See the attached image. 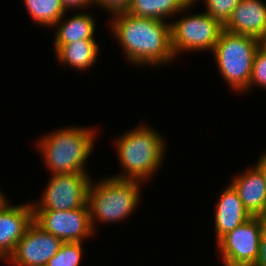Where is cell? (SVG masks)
I'll use <instances>...</instances> for the list:
<instances>
[{"instance_id": "obj_18", "label": "cell", "mask_w": 266, "mask_h": 266, "mask_svg": "<svg viewBox=\"0 0 266 266\" xmlns=\"http://www.w3.org/2000/svg\"><path fill=\"white\" fill-rule=\"evenodd\" d=\"M33 21L52 28L66 14L60 0H24Z\"/></svg>"}, {"instance_id": "obj_12", "label": "cell", "mask_w": 266, "mask_h": 266, "mask_svg": "<svg viewBox=\"0 0 266 266\" xmlns=\"http://www.w3.org/2000/svg\"><path fill=\"white\" fill-rule=\"evenodd\" d=\"M231 185L251 216L266 218V179L257 164L235 176Z\"/></svg>"}, {"instance_id": "obj_24", "label": "cell", "mask_w": 266, "mask_h": 266, "mask_svg": "<svg viewBox=\"0 0 266 266\" xmlns=\"http://www.w3.org/2000/svg\"><path fill=\"white\" fill-rule=\"evenodd\" d=\"M64 9L67 11L70 8H81L83 9L84 7H88L91 4L93 5V0H60Z\"/></svg>"}, {"instance_id": "obj_11", "label": "cell", "mask_w": 266, "mask_h": 266, "mask_svg": "<svg viewBox=\"0 0 266 266\" xmlns=\"http://www.w3.org/2000/svg\"><path fill=\"white\" fill-rule=\"evenodd\" d=\"M33 222L31 203L5 207L0 212V258L6 260Z\"/></svg>"}, {"instance_id": "obj_21", "label": "cell", "mask_w": 266, "mask_h": 266, "mask_svg": "<svg viewBox=\"0 0 266 266\" xmlns=\"http://www.w3.org/2000/svg\"><path fill=\"white\" fill-rule=\"evenodd\" d=\"M255 84L266 88V52L261 47L258 48L254 56L251 77L247 90L252 88L251 85L254 86Z\"/></svg>"}, {"instance_id": "obj_1", "label": "cell", "mask_w": 266, "mask_h": 266, "mask_svg": "<svg viewBox=\"0 0 266 266\" xmlns=\"http://www.w3.org/2000/svg\"><path fill=\"white\" fill-rule=\"evenodd\" d=\"M112 15V33L128 61L151 67L176 59L171 48L170 23L127 12Z\"/></svg>"}, {"instance_id": "obj_6", "label": "cell", "mask_w": 266, "mask_h": 266, "mask_svg": "<svg viewBox=\"0 0 266 266\" xmlns=\"http://www.w3.org/2000/svg\"><path fill=\"white\" fill-rule=\"evenodd\" d=\"M223 25L207 13L191 14L170 22L171 48L175 57L181 51H213Z\"/></svg>"}, {"instance_id": "obj_26", "label": "cell", "mask_w": 266, "mask_h": 266, "mask_svg": "<svg viewBox=\"0 0 266 266\" xmlns=\"http://www.w3.org/2000/svg\"><path fill=\"white\" fill-rule=\"evenodd\" d=\"M8 200L5 195H3V191L0 190V212L8 206Z\"/></svg>"}, {"instance_id": "obj_13", "label": "cell", "mask_w": 266, "mask_h": 266, "mask_svg": "<svg viewBox=\"0 0 266 266\" xmlns=\"http://www.w3.org/2000/svg\"><path fill=\"white\" fill-rule=\"evenodd\" d=\"M223 29L261 39L266 36V4L261 0H241Z\"/></svg>"}, {"instance_id": "obj_23", "label": "cell", "mask_w": 266, "mask_h": 266, "mask_svg": "<svg viewBox=\"0 0 266 266\" xmlns=\"http://www.w3.org/2000/svg\"><path fill=\"white\" fill-rule=\"evenodd\" d=\"M254 266H266V226L260 236L259 255Z\"/></svg>"}, {"instance_id": "obj_7", "label": "cell", "mask_w": 266, "mask_h": 266, "mask_svg": "<svg viewBox=\"0 0 266 266\" xmlns=\"http://www.w3.org/2000/svg\"><path fill=\"white\" fill-rule=\"evenodd\" d=\"M266 218L252 216L224 235L217 248L224 266H254L259 255V241Z\"/></svg>"}, {"instance_id": "obj_17", "label": "cell", "mask_w": 266, "mask_h": 266, "mask_svg": "<svg viewBox=\"0 0 266 266\" xmlns=\"http://www.w3.org/2000/svg\"><path fill=\"white\" fill-rule=\"evenodd\" d=\"M193 4V0H131L126 12L138 17L165 21L173 14L186 11Z\"/></svg>"}, {"instance_id": "obj_20", "label": "cell", "mask_w": 266, "mask_h": 266, "mask_svg": "<svg viewBox=\"0 0 266 266\" xmlns=\"http://www.w3.org/2000/svg\"><path fill=\"white\" fill-rule=\"evenodd\" d=\"M196 2V0H193ZM241 0H204L205 13L224 25Z\"/></svg>"}, {"instance_id": "obj_5", "label": "cell", "mask_w": 266, "mask_h": 266, "mask_svg": "<svg viewBox=\"0 0 266 266\" xmlns=\"http://www.w3.org/2000/svg\"><path fill=\"white\" fill-rule=\"evenodd\" d=\"M260 39L223 30L213 48L218 70L226 83L240 93L247 90Z\"/></svg>"}, {"instance_id": "obj_14", "label": "cell", "mask_w": 266, "mask_h": 266, "mask_svg": "<svg viewBox=\"0 0 266 266\" xmlns=\"http://www.w3.org/2000/svg\"><path fill=\"white\" fill-rule=\"evenodd\" d=\"M220 194L214 212L217 242L228 232L252 217L244 208L240 197L231 184L227 185Z\"/></svg>"}, {"instance_id": "obj_3", "label": "cell", "mask_w": 266, "mask_h": 266, "mask_svg": "<svg viewBox=\"0 0 266 266\" xmlns=\"http://www.w3.org/2000/svg\"><path fill=\"white\" fill-rule=\"evenodd\" d=\"M93 129V130H91ZM94 128L64 127L38 140V150L52 174L87 173L85 162L93 150Z\"/></svg>"}, {"instance_id": "obj_8", "label": "cell", "mask_w": 266, "mask_h": 266, "mask_svg": "<svg viewBox=\"0 0 266 266\" xmlns=\"http://www.w3.org/2000/svg\"><path fill=\"white\" fill-rule=\"evenodd\" d=\"M87 173L53 174L40 203H32L33 210H74L88 201L91 178Z\"/></svg>"}, {"instance_id": "obj_19", "label": "cell", "mask_w": 266, "mask_h": 266, "mask_svg": "<svg viewBox=\"0 0 266 266\" xmlns=\"http://www.w3.org/2000/svg\"><path fill=\"white\" fill-rule=\"evenodd\" d=\"M82 242H63L47 266H79L82 259Z\"/></svg>"}, {"instance_id": "obj_22", "label": "cell", "mask_w": 266, "mask_h": 266, "mask_svg": "<svg viewBox=\"0 0 266 266\" xmlns=\"http://www.w3.org/2000/svg\"><path fill=\"white\" fill-rule=\"evenodd\" d=\"M131 0H93V5L104 8L111 14L126 12Z\"/></svg>"}, {"instance_id": "obj_4", "label": "cell", "mask_w": 266, "mask_h": 266, "mask_svg": "<svg viewBox=\"0 0 266 266\" xmlns=\"http://www.w3.org/2000/svg\"><path fill=\"white\" fill-rule=\"evenodd\" d=\"M140 183L138 180L114 178L113 175L97 184L91 181L87 203L94 232L95 221L119 222L134 212L140 202Z\"/></svg>"}, {"instance_id": "obj_27", "label": "cell", "mask_w": 266, "mask_h": 266, "mask_svg": "<svg viewBox=\"0 0 266 266\" xmlns=\"http://www.w3.org/2000/svg\"><path fill=\"white\" fill-rule=\"evenodd\" d=\"M260 47L266 52V36L260 39Z\"/></svg>"}, {"instance_id": "obj_10", "label": "cell", "mask_w": 266, "mask_h": 266, "mask_svg": "<svg viewBox=\"0 0 266 266\" xmlns=\"http://www.w3.org/2000/svg\"><path fill=\"white\" fill-rule=\"evenodd\" d=\"M62 243L60 238L44 231L33 221L6 262L14 266L47 265Z\"/></svg>"}, {"instance_id": "obj_2", "label": "cell", "mask_w": 266, "mask_h": 266, "mask_svg": "<svg viewBox=\"0 0 266 266\" xmlns=\"http://www.w3.org/2000/svg\"><path fill=\"white\" fill-rule=\"evenodd\" d=\"M161 136L156 129L140 124L117 137L116 152L124 173L114 178L148 181L165 157L166 145Z\"/></svg>"}, {"instance_id": "obj_25", "label": "cell", "mask_w": 266, "mask_h": 266, "mask_svg": "<svg viewBox=\"0 0 266 266\" xmlns=\"http://www.w3.org/2000/svg\"><path fill=\"white\" fill-rule=\"evenodd\" d=\"M257 165L262 169L266 179V151L258 159Z\"/></svg>"}, {"instance_id": "obj_16", "label": "cell", "mask_w": 266, "mask_h": 266, "mask_svg": "<svg viewBox=\"0 0 266 266\" xmlns=\"http://www.w3.org/2000/svg\"><path fill=\"white\" fill-rule=\"evenodd\" d=\"M64 16L54 25V27L58 26L59 28L56 31L53 45L75 43L78 40H95L94 33L96 24L91 14L80 12L67 21L62 20Z\"/></svg>"}, {"instance_id": "obj_15", "label": "cell", "mask_w": 266, "mask_h": 266, "mask_svg": "<svg viewBox=\"0 0 266 266\" xmlns=\"http://www.w3.org/2000/svg\"><path fill=\"white\" fill-rule=\"evenodd\" d=\"M54 48L60 64L81 71L94 65L99 52V45L95 40H78L75 43L54 45Z\"/></svg>"}, {"instance_id": "obj_9", "label": "cell", "mask_w": 266, "mask_h": 266, "mask_svg": "<svg viewBox=\"0 0 266 266\" xmlns=\"http://www.w3.org/2000/svg\"><path fill=\"white\" fill-rule=\"evenodd\" d=\"M33 221L63 242H83L94 233L88 203L74 210H33Z\"/></svg>"}]
</instances>
